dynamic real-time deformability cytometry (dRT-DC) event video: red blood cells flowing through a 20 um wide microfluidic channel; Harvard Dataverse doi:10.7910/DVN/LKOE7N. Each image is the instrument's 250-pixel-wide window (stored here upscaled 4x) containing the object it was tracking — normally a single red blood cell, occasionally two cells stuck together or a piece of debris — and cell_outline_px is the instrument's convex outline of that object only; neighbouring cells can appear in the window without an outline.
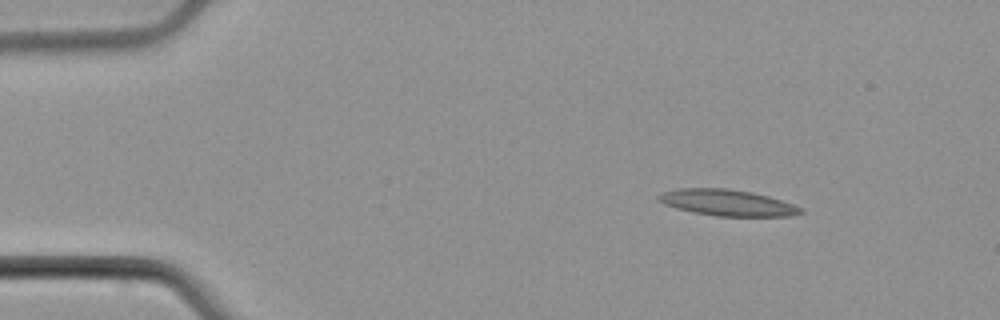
{"species": "common noctule bat (a hibernating species)", "species_latin": "Nyctalus noctula", "temperature_condition": "cold", "stored_images_in_passage": 3, "camera_frame_rate_fps": 3000, "um_per_image_px": 0.085, "animal": {"sex": "male", "body_mass_g": 21.5, "forearm_length_mm": 52.0}, "frame": {"image": 1, "passage_image": 1, "time_ms": 0.0, "image_size_px": [1000, 320], "cell_outline_px": [[804, 212], [792, 216], [716, 216], [676, 208], [664, 204], [656, 200], [656, 196], [664, 192], [676, 188], [728, 188], [752, 192], [768, 196], [804, 208]], "centroid_in_image_um": [61.81, 17.22], "position_along_channel_um": 23.2, "area_um2": 21.73}}